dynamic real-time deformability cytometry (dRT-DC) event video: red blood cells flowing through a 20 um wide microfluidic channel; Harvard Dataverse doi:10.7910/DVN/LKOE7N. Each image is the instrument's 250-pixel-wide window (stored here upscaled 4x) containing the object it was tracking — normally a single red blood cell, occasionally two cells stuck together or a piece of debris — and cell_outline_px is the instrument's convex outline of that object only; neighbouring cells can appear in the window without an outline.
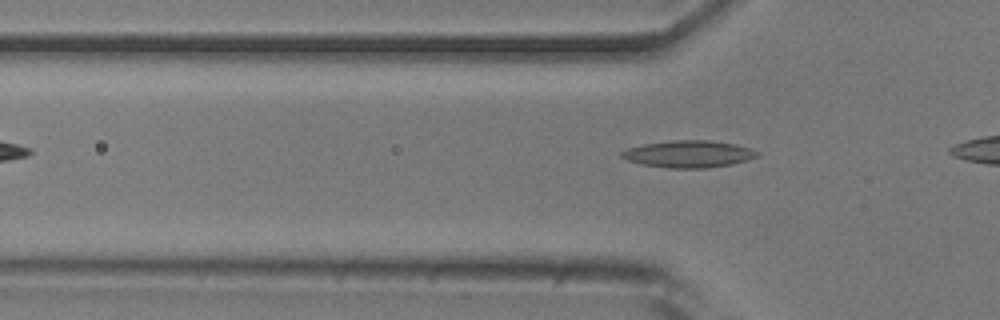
{"species": "common noctule bat (a hibernating species)", "species_latin": "Nyctalus noctula", "temperature_condition": "room temperature", "stored_images_in_passage": 3, "camera_frame_rate_fps": 3000, "um_per_image_px": 0.085, "animal": {"sex": "male", "body_mass_g": 20.5, "forearm_length_mm": 52.5}, "frame": {"image": 1, "passage_image": 3, "time_ms": 0.667, "image_size_px": [1000, 320], "cell_outline_px": [[760, 156], [748, 160], [732, 164], [708, 168], [668, 168], [644, 164], [628, 160], [620, 156], [620, 152], [628, 148], [644, 144], [668, 140], [708, 140], [736, 144], [752, 148], [760, 152]], "centroid_in_image_um": [58.59, 13.08], "position_along_channel_um": 67.2, "area_um2": 21.5}}